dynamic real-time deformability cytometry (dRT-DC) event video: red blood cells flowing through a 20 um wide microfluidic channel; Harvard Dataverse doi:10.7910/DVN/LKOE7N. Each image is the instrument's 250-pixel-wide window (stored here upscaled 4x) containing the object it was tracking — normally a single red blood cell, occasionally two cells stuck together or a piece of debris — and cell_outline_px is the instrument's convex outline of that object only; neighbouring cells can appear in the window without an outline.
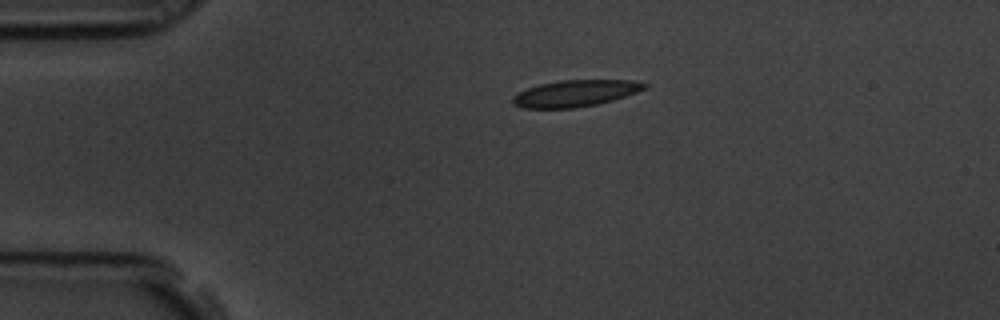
{"species": "common noctule bat (a hibernating species)", "species_latin": "Nyctalus noctula", "temperature_condition": "room temperature", "stored_images_in_passage": 13, "camera_frame_rate_fps": 3000, "um_per_image_px": 0.085, "animal": {"sex": "male", "body_mass_g": 19.5, "forearm_length_mm": 54.6}, "frame": {"image": 1, "passage_image": 1, "time_ms": 0.0, "image_size_px": [1000, 320], "cell_outline_px": [[648, 84], [644, 88], [636, 92], [612, 100], [596, 104], [576, 108], [524, 108], [512, 104], [512, 96], [528, 88], [540, 84], [560, 80], [632, 80]], "centroid_in_image_um": [48.86, 7.93], "position_along_channel_um": 36.1, "area_um2": 20.17}}
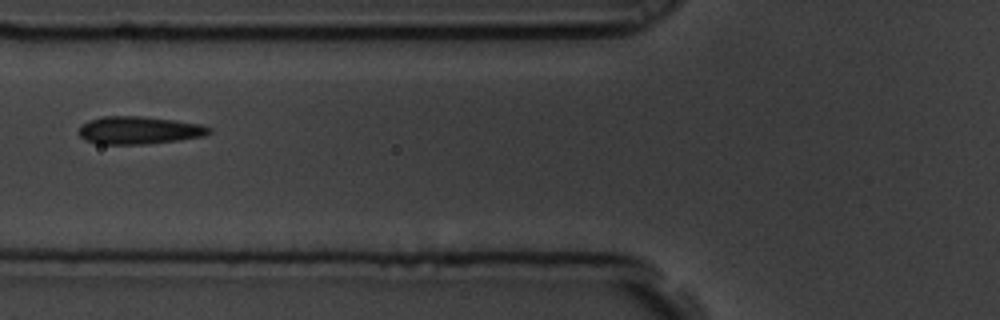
{"frame": {"image": 2, "passage_image": 4, "time_ms": 1.0, "image_size_px": [1000, 320], "cell_outline_px": [[212, 132], [204, 136], [148, 144], [100, 144], [84, 140], [80, 136], [80, 124], [88, 120], [104, 116], [144, 116], [176, 120], [200, 124], [212, 128]], "centroid_in_image_um": [11.82, 11.06], "position_along_channel_um": 114.0, "area_um2": 21.15}}
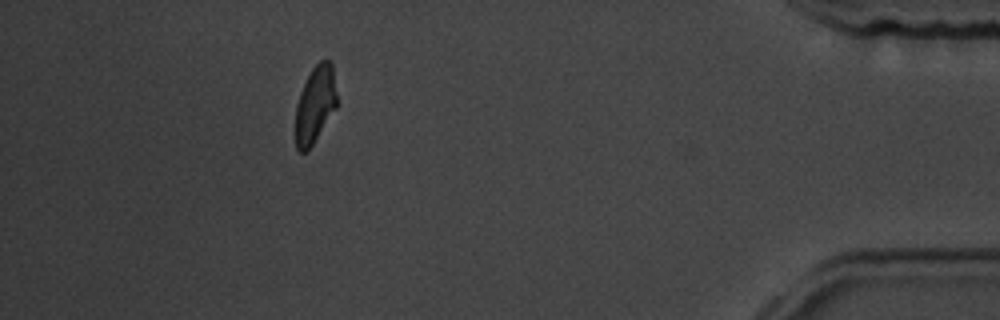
{"frame": {"image": 3, "passage_image": 12, "time_ms": 3.667, "image_size_px": [1000, 320], "cell_outline_px": [[336, 108], [312, 144], [304, 152], [300, 152], [296, 148], [296, 104], [300, 92], [312, 68], [320, 60], [332, 60], [336, 92]], "centroid_in_image_um": [26.79, 8.84], "position_along_channel_um": 408.4, "area_um2": 18.26}}